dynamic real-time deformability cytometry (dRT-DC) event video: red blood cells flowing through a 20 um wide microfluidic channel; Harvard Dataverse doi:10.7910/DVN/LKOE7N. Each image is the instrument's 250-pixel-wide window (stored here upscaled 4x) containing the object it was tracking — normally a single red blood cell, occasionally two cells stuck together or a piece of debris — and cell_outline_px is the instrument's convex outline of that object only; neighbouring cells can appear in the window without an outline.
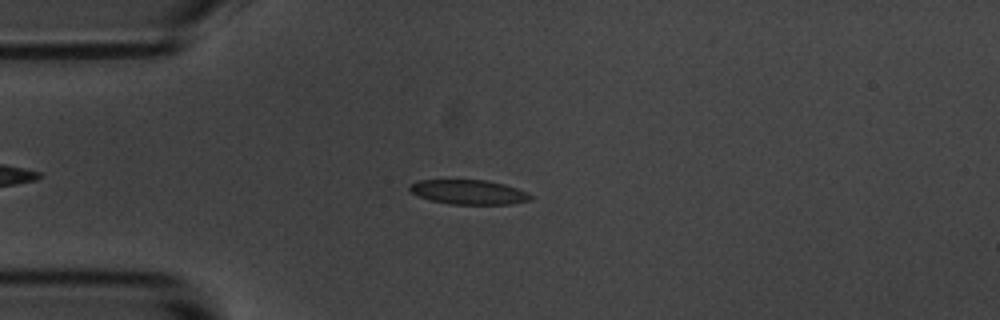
{"species": "common noctule bat (a hibernating species)", "species_latin": "Nyctalus noctula", "temperature_condition": "room temperature", "stored_images_in_passage": 7, "camera_frame_rate_fps": 3000, "um_per_image_px": 0.085, "animal": {"sex": "male", "body_mass_g": 20.1, "forearm_length_mm": 53.5}, "frame": {"image": 1, "passage_image": 3, "time_ms": 2.333, "image_size_px": [1000, 320], "cell_outline_px": [[532, 200], [508, 204], [452, 204], [432, 200], [420, 196], [412, 192], [408, 188], [412, 184], [420, 180], [488, 180], [504, 184], [528, 192], [532, 196]], "centroid_in_image_um": [39.89, 16.32], "position_along_channel_um": 45.1, "area_um2": 17.05}}
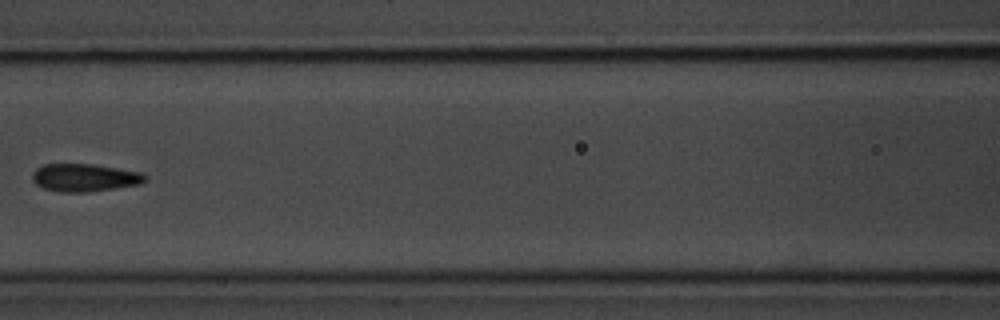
{"frame": {"image": 2, "passage_image": 6, "time_ms": 6.0, "image_size_px": [1000, 320], "cell_outline_px": [[148, 180], [140, 184], [88, 192], [60, 192], [44, 188], [36, 184], [32, 180], [32, 176], [36, 168], [44, 164], [92, 164], [140, 172], [148, 176]], "centroid_in_image_um": [7.2, 15.1], "position_along_channel_um": 159.4, "area_um2": 18.21}}
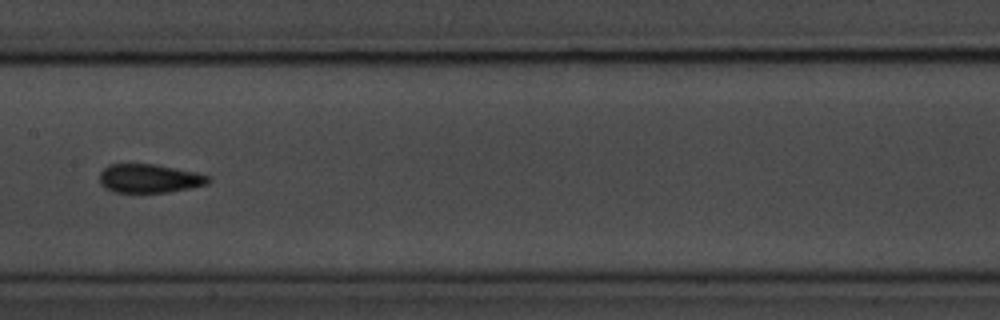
{"frame": {"image": 3, "passage_image": 7, "time_ms": 7.0, "image_size_px": [1000, 320], "cell_outline_px": [[212, 180], [208, 184], [168, 192], [116, 192], [104, 188], [100, 184], [100, 172], [108, 164], [156, 164], [192, 172], [208, 176]], "centroid_in_image_um": [12.65, 15.17], "position_along_channel_um": 194.7, "area_um2": 18.03}}